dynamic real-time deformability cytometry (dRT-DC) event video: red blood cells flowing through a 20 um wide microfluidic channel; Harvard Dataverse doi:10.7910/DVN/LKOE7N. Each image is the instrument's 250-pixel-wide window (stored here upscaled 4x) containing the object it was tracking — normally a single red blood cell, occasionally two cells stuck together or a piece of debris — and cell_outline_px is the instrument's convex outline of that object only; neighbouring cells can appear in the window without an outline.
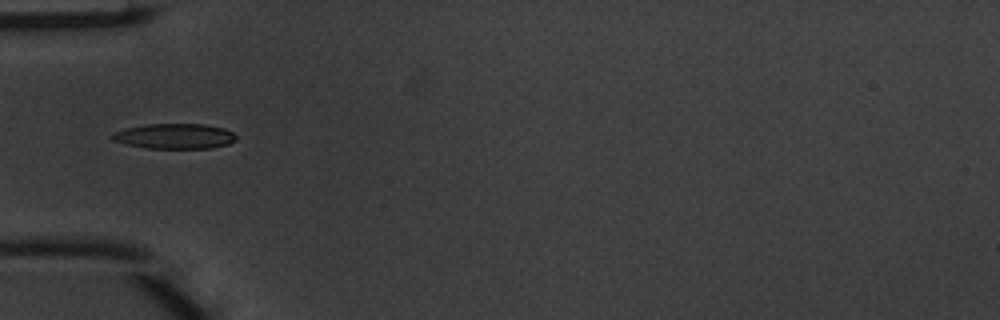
{"species": "common noctule bat (a hibernating species)", "species_latin": "Nyctalus noctula", "temperature_condition": "warm", "stored_images_in_passage": 4, "camera_frame_rate_fps": 3000, "um_per_image_px": 0.085, "animal": {"sex": "male", "body_mass_g": 20.1, "forearm_length_mm": 53.5}, "frame": {"image": 1, "passage_image": 4, "time_ms": 1.0, "image_size_px": [1000, 320], "cell_outline_px": [[236, 140], [228, 144], [212, 148], [148, 148], [128, 144], [112, 140], [112, 132], [144, 124], [204, 124], [224, 128], [232, 132], [236, 136]], "centroid_in_image_um": [14.87, 11.57], "position_along_channel_um": 70.1, "area_um2": 18.09}}